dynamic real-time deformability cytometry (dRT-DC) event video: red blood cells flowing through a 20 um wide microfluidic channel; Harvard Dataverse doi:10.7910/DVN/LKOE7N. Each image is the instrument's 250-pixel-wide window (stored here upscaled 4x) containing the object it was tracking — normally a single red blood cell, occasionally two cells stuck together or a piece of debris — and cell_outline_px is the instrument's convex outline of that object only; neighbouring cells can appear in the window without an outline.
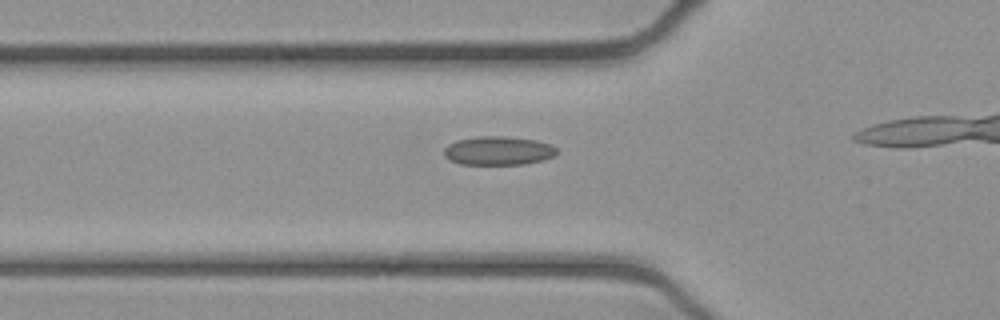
{"species": "common noctule bat (a hibernating species)", "species_latin": "Nyctalus noctula", "temperature_condition": "cold", "stored_images_in_passage": 17, "camera_frame_rate_fps": 3000, "um_per_image_px": 0.085, "animal": {"sex": "female", "body_mass_g": 21.9}, "frame": {"image": 1, "passage_image": 12, "time_ms": 3.667, "image_size_px": [1000, 320], "cell_outline_px": [[556, 156], [544, 160], [524, 164], [460, 164], [448, 160], [444, 156], [444, 148], [448, 144], [456, 140], [476, 136], [504, 136], [536, 140], [548, 144], [556, 148]], "centroid_in_image_um": [42.32, 12.81], "position_along_channel_um": 83.5, "area_um2": 19.02}}
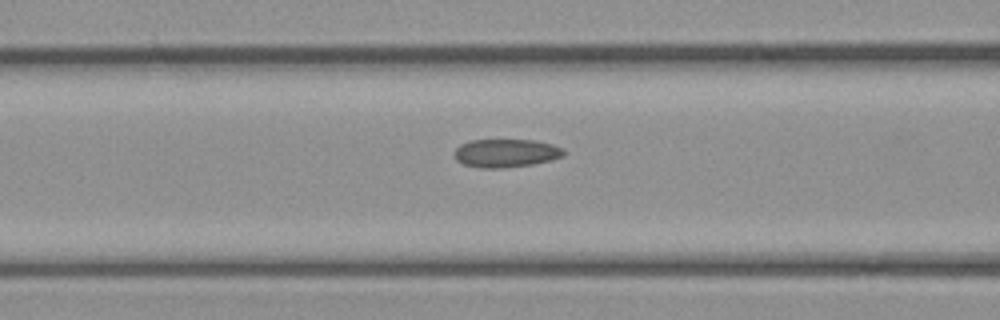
{"frame": {"image": 2, "passage_image": 15, "time_ms": 4.667, "image_size_px": [1000, 320], "cell_outline_px": [[564, 156], [532, 164], [504, 168], [480, 168], [464, 164], [456, 160], [452, 156], [452, 152], [460, 144], [472, 140], [536, 140], [552, 144], [564, 148]], "centroid_in_image_um": [42.96, 13.01], "position_along_channel_um": 123.6, "area_um2": 18.15}}